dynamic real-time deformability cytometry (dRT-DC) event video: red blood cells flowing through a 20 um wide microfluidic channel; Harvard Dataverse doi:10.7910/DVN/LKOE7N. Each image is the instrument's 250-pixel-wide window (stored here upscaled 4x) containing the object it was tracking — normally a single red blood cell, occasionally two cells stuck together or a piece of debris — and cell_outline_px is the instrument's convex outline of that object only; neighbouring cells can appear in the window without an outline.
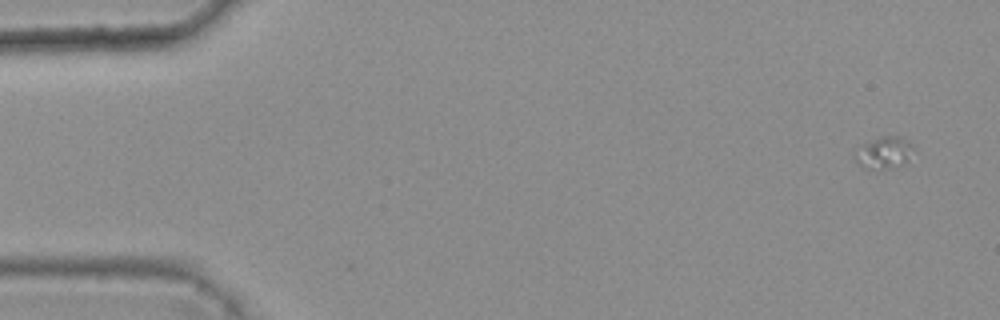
{"species": "common noctule bat (a hibernating species)", "species_latin": "Nyctalus noctula", "temperature_condition": "warm", "stored_images_in_passage": 4, "camera_frame_rate_fps": 3000, "um_per_image_px": 0.085, "animal": {"sex": "female", "body_mass_g": 25.1}, "frame": {"image": 1, "passage_image": 1, "time_ms": 0.0, "image_size_px": [1000, 320], "cell_outline_px": [[912, 148], [908, 164], [868, 172], [852, 156], [864, 144], [880, 136], [900, 136], [908, 140], [912, 144]], "centroid_in_image_um": [75.15, 13.02], "position_along_channel_um": 9.8, "area_um2": 11.1}}